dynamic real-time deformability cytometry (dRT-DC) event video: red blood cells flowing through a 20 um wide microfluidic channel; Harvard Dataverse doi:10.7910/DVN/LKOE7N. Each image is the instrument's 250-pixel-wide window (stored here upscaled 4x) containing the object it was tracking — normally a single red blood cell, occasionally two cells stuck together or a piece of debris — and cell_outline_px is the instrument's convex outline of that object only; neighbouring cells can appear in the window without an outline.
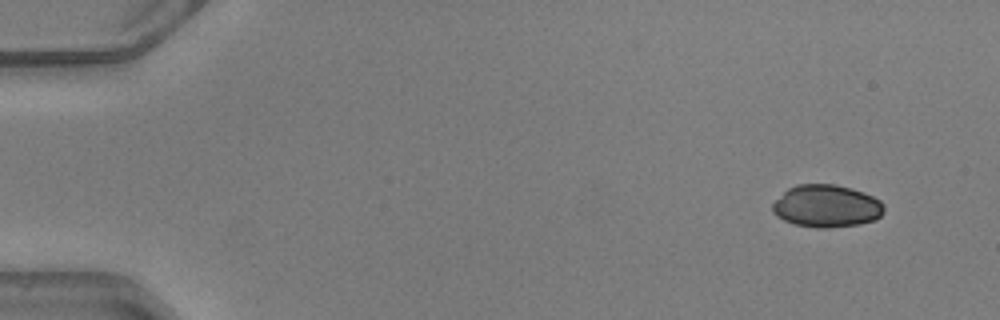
{"species": "common noctule bat (a hibernating species)", "species_latin": "Nyctalus noctula", "temperature_condition": "warm", "stored_images_in_passage": 12, "camera_frame_rate_fps": 3000, "um_per_image_px": 0.085, "animal": {"sex": "male", "body_mass_g": 20.5, "forearm_length_mm": 52.5}, "frame": {"image": 1, "passage_image": 1, "time_ms": 0.0, "image_size_px": [1000, 320], "cell_outline_px": [[884, 212], [876, 220], [860, 224], [828, 228], [816, 228], [796, 224], [784, 220], [776, 216], [772, 212], [772, 204], [788, 188], [796, 184], [836, 184], [852, 188], [864, 192], [880, 200], [884, 204]], "centroid_in_image_um": [70.27, 17.51], "position_along_channel_um": 14.7, "area_um2": 27.8}}
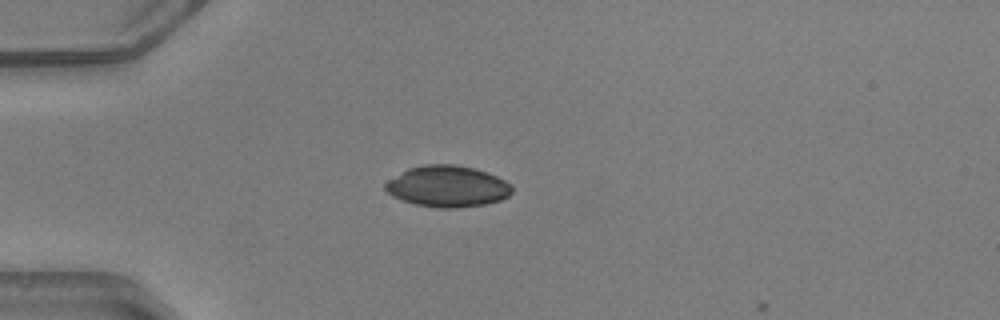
{"frame": {"image": 2, "passage_image": 11, "time_ms": 3.333, "image_size_px": [1000, 320], "cell_outline_px": [[512, 192], [508, 196], [500, 200], [484, 204], [456, 208], [440, 208], [416, 204], [392, 196], [384, 188], [384, 184], [388, 180], [408, 168], [424, 164], [456, 164], [488, 172], [512, 184]], "centroid_in_image_um": [38.04, 15.83], "position_along_channel_um": 47.0, "area_um2": 30.4}}